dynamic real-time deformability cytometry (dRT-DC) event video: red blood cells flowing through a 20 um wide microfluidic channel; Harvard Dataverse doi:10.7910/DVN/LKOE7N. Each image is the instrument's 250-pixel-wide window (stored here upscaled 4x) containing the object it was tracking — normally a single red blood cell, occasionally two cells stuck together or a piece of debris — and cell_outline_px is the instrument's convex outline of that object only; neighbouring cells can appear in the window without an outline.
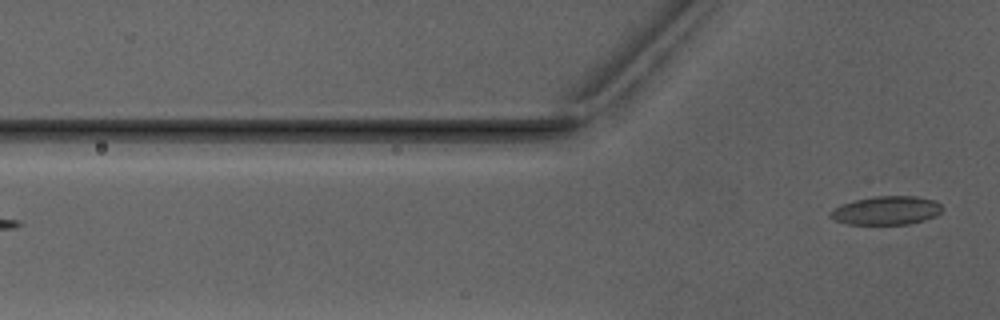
{"species": "Egyptian fruit bat (a non-hibernating species)", "species_latin": "Rousettus aegyptiacus", "temperature_condition": "warm", "stored_images_in_passage": 6, "camera_frame_rate_fps": 3000, "um_per_image_px": 0.085, "animal": {"sex": "male"}, "frame": {"image": 1, "passage_image": 6, "time_ms": 7.0, "image_size_px": [1000, 320], "cell_outline_px": [[944, 208], [936, 216], [924, 220], [908, 224], [848, 224], [836, 220], [828, 216], [828, 212], [844, 204], [856, 200], [872, 196], [916, 196], [936, 200]], "centroid_in_image_um": [75.38, 17.88], "position_along_channel_um": 50.4, "area_um2": 18.61}}